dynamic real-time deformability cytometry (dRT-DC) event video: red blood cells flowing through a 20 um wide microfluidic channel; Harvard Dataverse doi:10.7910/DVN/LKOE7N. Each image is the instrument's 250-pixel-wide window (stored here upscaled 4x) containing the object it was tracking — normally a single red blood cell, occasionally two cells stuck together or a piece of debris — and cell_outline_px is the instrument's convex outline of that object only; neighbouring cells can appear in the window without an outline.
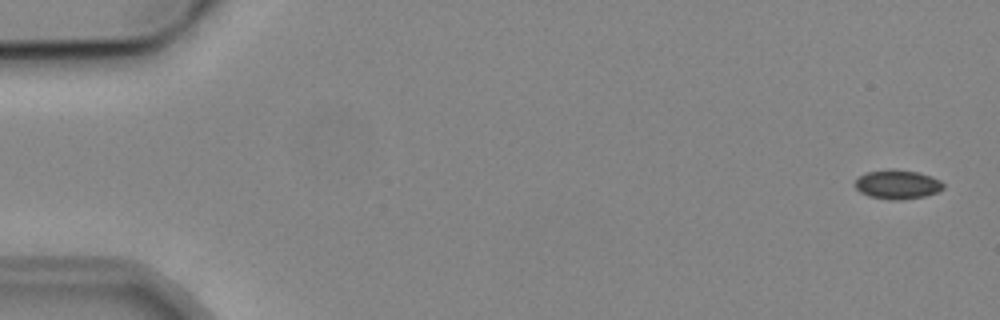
{"species": "common noctule bat (a hibernating species)", "species_latin": "Nyctalus noctula", "temperature_condition": "cold", "stored_images_in_passage": 6, "camera_frame_rate_fps": 3000, "um_per_image_px": 0.085, "animal": {"sex": "male", "body_mass_g": 19.2, "forearm_length_mm": 51.8}, "frame": {"image": 1, "passage_image": 1, "time_ms": 0.0, "image_size_px": [1000, 320], "cell_outline_px": [[944, 188], [936, 192], [924, 196], [900, 200], [892, 200], [868, 196], [860, 192], [856, 188], [856, 180], [860, 176], [868, 172], [888, 168], [892, 168], [920, 172], [932, 176], [940, 180], [944, 184]], "centroid_in_image_um": [76.3, 15.66], "position_along_channel_um": 8.7, "area_um2": 15.09}}
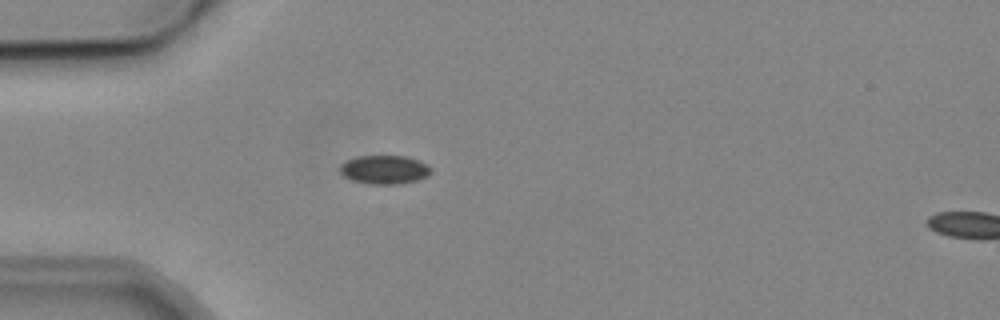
{"frame": {"image": 2, "passage_image": 5, "time_ms": 4.667, "image_size_px": [1000, 320], "cell_outline_px": [[428, 176], [416, 180], [400, 184], [372, 184], [352, 180], [344, 176], [340, 172], [340, 164], [348, 160], [360, 156], [404, 156], [416, 160], [424, 164], [428, 168]], "centroid_in_image_um": [32.62, 14.43], "position_along_channel_um": 52.4, "area_um2": 14.8}}